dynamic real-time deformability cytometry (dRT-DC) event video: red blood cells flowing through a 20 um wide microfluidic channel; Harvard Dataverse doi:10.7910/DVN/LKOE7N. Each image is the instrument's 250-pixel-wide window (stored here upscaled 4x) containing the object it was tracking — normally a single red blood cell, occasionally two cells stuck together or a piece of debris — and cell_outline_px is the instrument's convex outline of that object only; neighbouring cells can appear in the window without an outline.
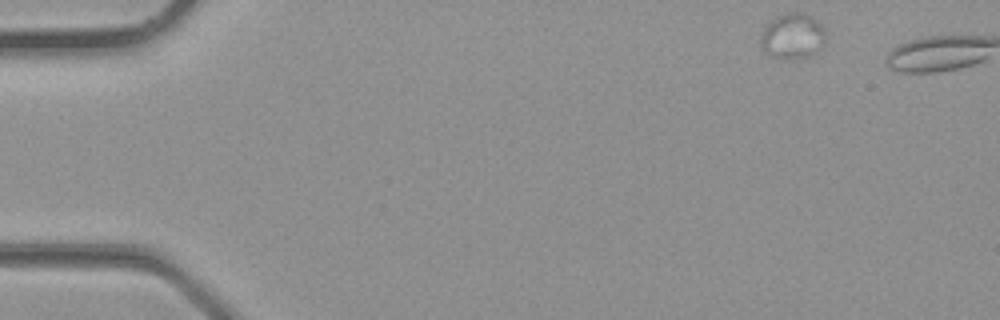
{"species": "common noctule bat (a hibernating species)", "species_latin": "Nyctalus noctula", "temperature_condition": "room temperature", "stored_images_in_passage": 2, "camera_frame_rate_fps": 3000, "um_per_image_px": 0.085, "animal": {"sex": "male", "body_mass_g": 23.1, "forearm_length_mm": 52.7}, "frame": {"image": 1, "passage_image": 1, "time_ms": 0.0, "image_size_px": [1000, 320], "cell_outline_px": [[824, 40], [820, 48], [816, 52], [804, 56], [768, 56], [760, 44], [760, 36], [768, 24], [772, 20], [788, 12], [800, 12], [812, 16], [824, 28]], "centroid_in_image_um": [67.36, 3.03], "position_along_channel_um": 17.6, "area_um2": 16.47}}